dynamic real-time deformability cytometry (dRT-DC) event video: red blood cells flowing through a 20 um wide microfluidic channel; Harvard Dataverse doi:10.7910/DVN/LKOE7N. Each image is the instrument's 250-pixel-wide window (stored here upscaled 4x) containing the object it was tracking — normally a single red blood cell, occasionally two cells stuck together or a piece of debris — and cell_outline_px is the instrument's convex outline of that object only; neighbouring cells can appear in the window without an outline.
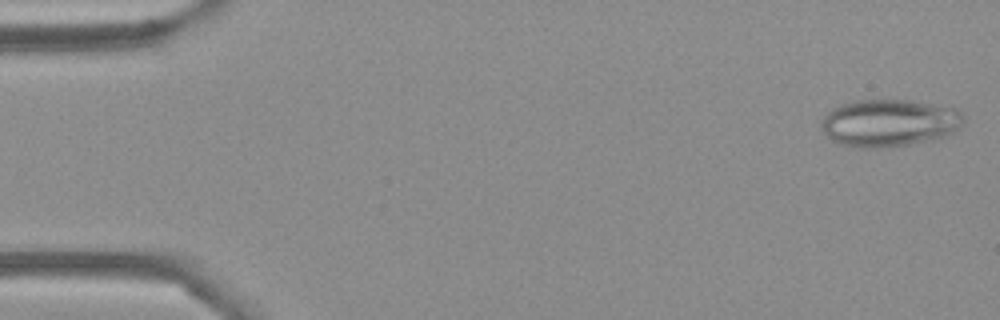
{"species": "Egyptian fruit bat (a non-hibernating species)", "species_latin": "Rousettus aegyptiacus", "temperature_condition": "cold", "stored_images_in_passage": 52, "camera_frame_rate_fps": 3000, "um_per_image_px": 0.085, "frame": {"image": 1, "passage_image": 1, "time_ms": 0.0, "image_size_px": [1000, 320], "cell_outline_px": [[964, 124], [956, 132], [948, 136], [932, 140], [908, 144], [868, 148], [852, 148], [840, 144], [832, 140], [820, 128], [820, 120], [832, 108], [840, 104], [856, 100], [912, 100], [960, 108], [964, 116]], "centroid_in_image_um": [75.62, 10.43], "position_along_channel_um": 9.4, "area_um2": 39.94}}
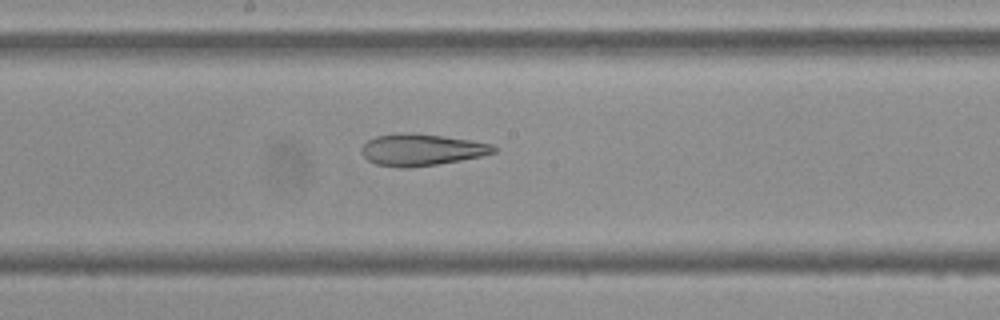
{"frame": {"image": 2, "passage_image": 27, "time_ms": 8.667, "image_size_px": [1000, 320], "cell_outline_px": [[496, 152], [484, 156], [436, 164], [408, 168], [400, 168], [376, 164], [368, 160], [360, 152], [360, 148], [368, 140], [376, 136], [404, 132], [412, 132], [444, 136], [472, 140], [492, 144], [496, 148]], "centroid_in_image_um": [35.83, 12.72], "position_along_channel_um": 212.4, "area_um2": 24.62}}
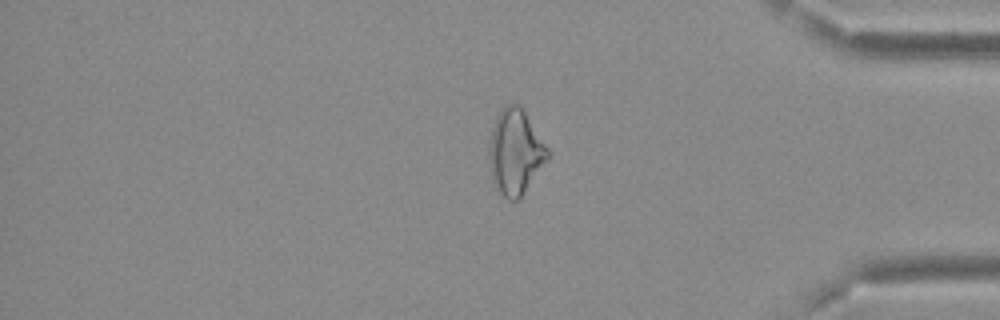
{"frame": {"image": 3, "passage_image": 43, "time_ms": 14.0, "image_size_px": [1000, 320], "cell_outline_px": [[552, 156], [520, 196], [516, 200], [508, 200], [500, 196], [492, 180], [488, 152], [488, 148], [492, 128], [496, 116], [508, 104], [520, 104], [548, 148]], "centroid_in_image_um": [43.8, 12.93], "position_along_channel_um": 391.4, "area_um2": 29.13}, "authors_computed_cell_mechanics": {"area_um2": 29.1601, "velocity_mm_per_s": 3.811, "shape_relaxation_time_tau1_ms": null, "shape_relaxation_time_tau2_ms": 5.3515, "deformation_change_tau1": null, "deformation_change_tau2": 0.179}}